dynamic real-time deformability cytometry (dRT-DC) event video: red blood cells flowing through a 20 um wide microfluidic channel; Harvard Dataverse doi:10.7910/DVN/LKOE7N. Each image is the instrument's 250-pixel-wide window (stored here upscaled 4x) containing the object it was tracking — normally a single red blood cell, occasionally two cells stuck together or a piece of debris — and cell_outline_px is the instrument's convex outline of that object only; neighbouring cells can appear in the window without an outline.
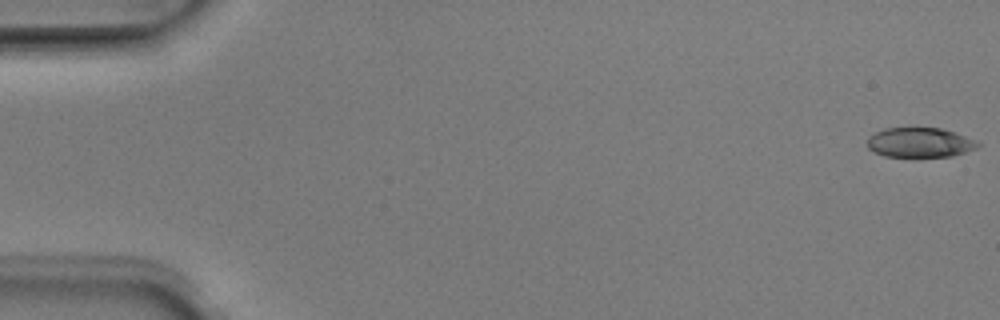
{"species": "Egyptian fruit bat (a non-hibernating species)", "species_latin": "Rousettus aegyptiacus", "temperature_condition": "room temperature", "stored_images_in_passage": 51, "camera_frame_rate_fps": 3000, "um_per_image_px": 0.085, "animal": {"sex": "male"}, "frame": {"image": 1, "passage_image": 1, "time_ms": 0.0, "image_size_px": [1000, 320], "cell_outline_px": [[980, 144], [976, 148], [952, 156], [912, 160], [884, 156], [872, 152], [868, 148], [868, 136], [884, 128], [912, 124], [940, 128], [976, 140]], "centroid_in_image_um": [78.1, 12.12], "position_along_channel_um": 6.9, "area_um2": 20.69}}
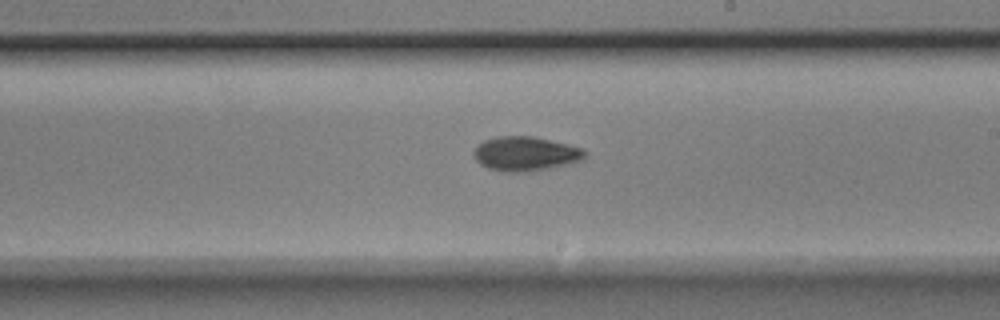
{"frame": {"image": 2, "passage_image": 30, "time_ms": 9.667, "image_size_px": [1000, 320], "cell_outline_px": [[588, 156], [584, 160], [552, 168], [528, 172], [500, 172], [488, 168], [480, 164], [476, 160], [472, 152], [484, 140], [496, 136], [532, 136], [568, 144], [584, 148], [588, 152]], "centroid_in_image_um": [44.72, 13.08], "position_along_channel_um": 244.3, "area_um2": 22.66}}
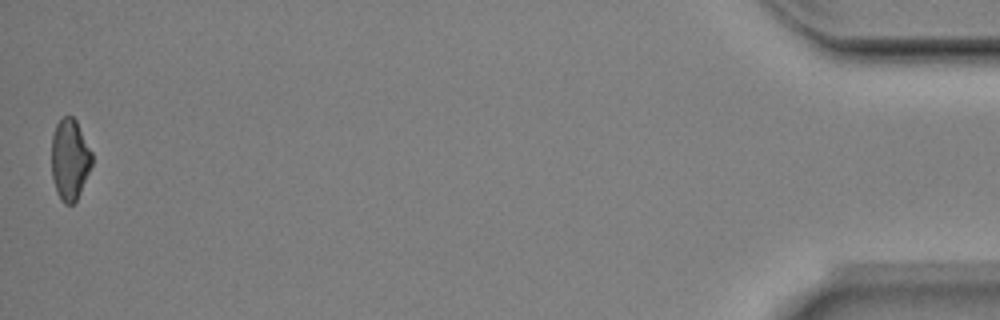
{"frame": {"image": 3, "passage_image": 51, "time_ms": 16.667, "image_size_px": [1000, 320], "cell_outline_px": [[92, 164], [80, 192], [76, 200], [72, 204], [64, 204], [60, 200], [56, 192], [52, 176], [52, 136], [56, 124], [64, 116], [72, 116], [76, 120], [92, 152]], "centroid_in_image_um": [5.93, 13.56], "position_along_channel_um": 429.3, "area_um2": 19.02}, "authors_computed_cell_mechanics": {"area_um2": 20.8658, "velocity_mm_per_s": 3.9856, "shape_relaxation_time_tau1_ms": 4.3913, "shape_relaxation_time_tau2_ms": 5.6557, "deformation_change_tau1": 0.1461, "deformation_change_tau2": 0.1143}}